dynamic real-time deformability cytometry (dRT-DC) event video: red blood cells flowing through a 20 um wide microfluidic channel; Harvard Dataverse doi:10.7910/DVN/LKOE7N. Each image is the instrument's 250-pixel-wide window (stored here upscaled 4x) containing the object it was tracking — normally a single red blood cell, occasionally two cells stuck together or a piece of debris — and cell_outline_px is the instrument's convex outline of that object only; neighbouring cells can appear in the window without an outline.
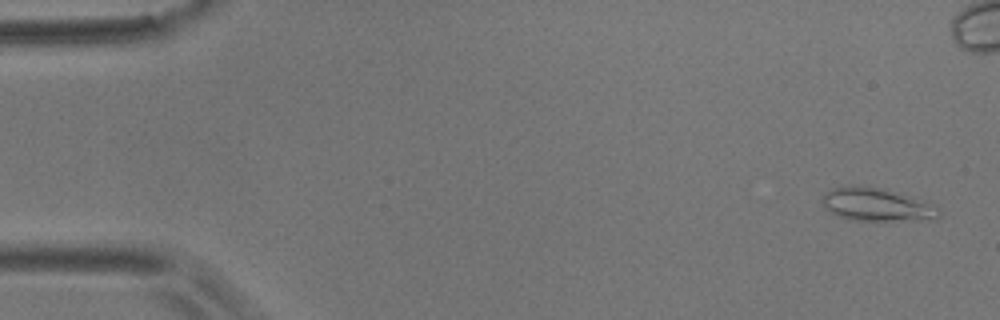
{"species": "common noctule bat (a hibernating species)", "species_latin": "Nyctalus noctula", "temperature_condition": "room temperature", "stored_images_in_passage": 5, "camera_frame_rate_fps": 3000, "um_per_image_px": 0.085, "animal": {"sex": "male", "body_mass_g": 17.9}, "frame": {"image": 1, "passage_image": 1, "time_ms": 0.0, "image_size_px": [1000, 320], "cell_outline_px": [[940, 216], [876, 224], [852, 220], [836, 216], [828, 212], [824, 208], [820, 200], [824, 192], [832, 188], [848, 184], [856, 184], [884, 188], [908, 196], [928, 204], [936, 208], [940, 212]], "centroid_in_image_um": [74.32, 17.41], "position_along_channel_um": 10.7, "area_um2": 23.18}}